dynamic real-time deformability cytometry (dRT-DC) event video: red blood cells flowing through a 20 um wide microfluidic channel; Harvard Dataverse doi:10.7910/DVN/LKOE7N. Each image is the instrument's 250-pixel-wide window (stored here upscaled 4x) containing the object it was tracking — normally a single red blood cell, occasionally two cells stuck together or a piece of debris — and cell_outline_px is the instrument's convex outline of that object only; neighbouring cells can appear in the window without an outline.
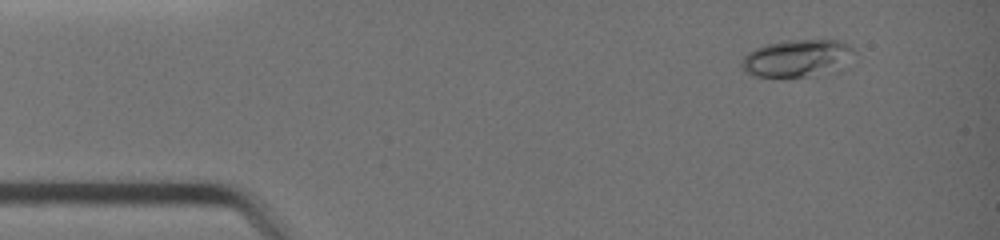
{"species": "common noctule bat (a hibernating species)", "species_latin": "Nyctalus noctula", "temperature_condition": "warm", "stored_images_in_passage": 3, "camera_frame_rate_fps": 3000, "um_per_image_px": 0.085, "animal": {"sex": "female", "body_mass_g": 19.0, "forearm_length_mm": 51.5}, "frame": {"image": 1, "passage_image": 1, "time_ms": 0.0, "image_size_px": [1000, 240], "cell_outline_px": [[856, 52], [844, 68], [840, 72], [812, 76], [752, 76], [744, 72], [740, 64], [744, 56], [748, 52], [764, 44], [788, 40], [840, 40], [856, 48]], "centroid_in_image_um": [67.84, 4.95], "position_along_channel_um": 17.2, "area_um2": 25.14}}